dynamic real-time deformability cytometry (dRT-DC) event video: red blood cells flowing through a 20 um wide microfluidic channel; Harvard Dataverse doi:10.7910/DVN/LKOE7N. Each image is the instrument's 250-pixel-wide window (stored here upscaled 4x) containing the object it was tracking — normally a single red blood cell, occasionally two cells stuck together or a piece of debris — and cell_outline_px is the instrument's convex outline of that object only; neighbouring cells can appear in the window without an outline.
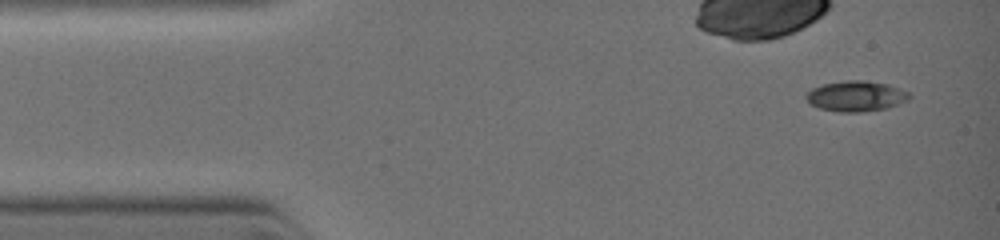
{"species": "common noctule bat (a hibernating species)", "species_latin": "Nyctalus noctula", "temperature_condition": "warm", "stored_images_in_passage": 5, "camera_frame_rate_fps": 3000, "um_per_image_px": 0.085, "animal": {"sex": "female", "body_mass_g": 19.0, "forearm_length_mm": 51.5}, "frame": {"image": 1, "passage_image": 1, "time_ms": 0.0, "image_size_px": [1000, 240], "cell_outline_px": [[912, 96], [908, 100], [888, 108], [864, 112], [836, 112], [820, 108], [812, 104], [804, 96], [812, 88], [824, 84], [844, 80], [864, 80], [888, 84], [900, 88], [908, 92]], "centroid_in_image_um": [72.79, 8.17], "position_along_channel_um": 12.2, "area_um2": 18.44}}
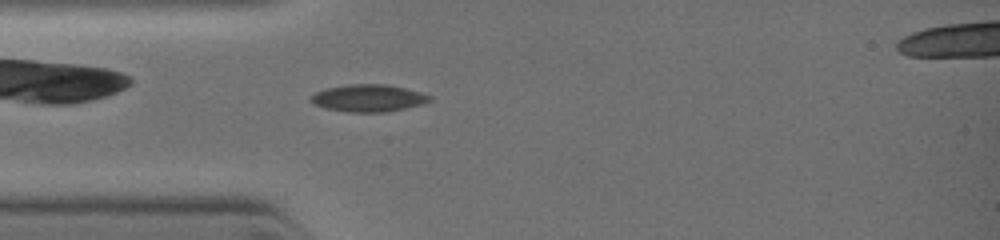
{"frame": {"image": 2, "passage_image": 5, "time_ms": 2.333, "image_size_px": [1000, 240], "cell_outline_px": [[432, 100], [424, 104], [388, 112], [348, 112], [324, 108], [312, 104], [308, 100], [308, 96], [316, 92], [328, 88], [348, 84], [388, 84], [420, 92], [432, 96]], "centroid_in_image_um": [31.29, 8.34], "position_along_channel_um": 53.7, "area_um2": 19.13}}